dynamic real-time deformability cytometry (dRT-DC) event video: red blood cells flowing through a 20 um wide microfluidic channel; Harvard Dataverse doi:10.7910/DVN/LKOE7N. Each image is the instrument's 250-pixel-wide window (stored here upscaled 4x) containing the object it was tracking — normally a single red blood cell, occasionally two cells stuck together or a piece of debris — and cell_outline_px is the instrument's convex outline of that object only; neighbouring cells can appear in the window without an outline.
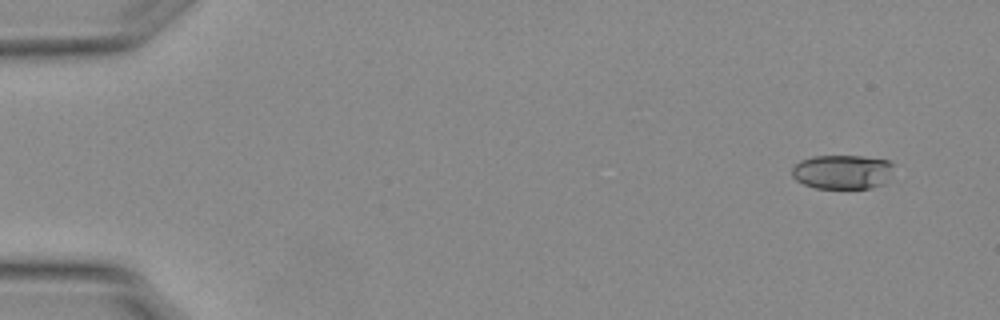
{"species": "Egyptian fruit bat (a non-hibernating species)", "species_latin": "Rousettus aegyptiacus", "temperature_condition": "warm", "stored_images_in_passage": 40, "camera_frame_rate_fps": 3000, "um_per_image_px": 0.085, "animal": {"sex": "female"}, "frame": {"image": 1, "passage_image": 1, "time_ms": 0.0, "image_size_px": [1000, 320], "cell_outline_px": [[896, 164], [884, 184], [872, 188], [816, 188], [804, 184], [796, 180], [792, 176], [792, 168], [800, 160], [812, 156], [860, 156], [888, 160]], "centroid_in_image_um": [71.62, 14.6], "position_along_channel_um": 13.4, "area_um2": 20.46}}
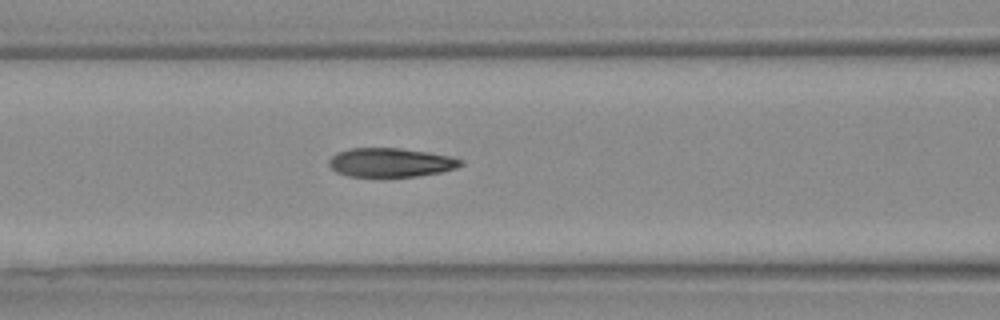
{"frame": {"image": 2, "passage_image": 21, "time_ms": 6.667, "image_size_px": [1000, 320], "cell_outline_px": [[464, 164], [456, 168], [440, 172], [416, 176], [348, 176], [336, 172], [328, 164], [328, 160], [336, 152], [348, 148], [400, 148], [428, 152], [448, 156], [464, 160]], "centroid_in_image_um": [33.19, 13.8], "position_along_channel_um": 133.4, "area_um2": 22.2}}
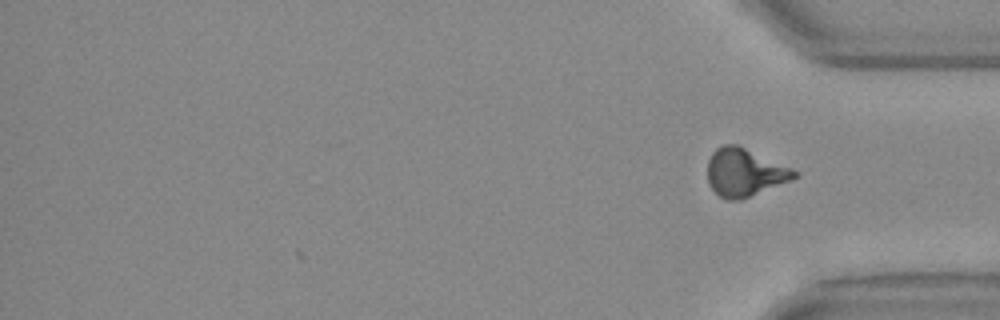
{"frame": {"image": 3, "passage_image": 40, "time_ms": 13.0, "image_size_px": [1000, 320], "cell_outline_px": [[796, 176], [788, 180], [740, 200], [728, 200], [720, 196], [712, 188], [708, 180], [708, 160], [712, 152], [716, 148], [724, 144], [740, 144], [792, 168], [796, 172]], "centroid_in_image_um": [63.25, 14.61], "position_along_channel_um": 372.0, "area_um2": 23.93}, "authors_computed_cell_mechanics": {"area_um2": 22.7154, "velocity_mm_per_s": 3.7934, "shape_relaxation_time_tau1_ms": 6.1856, "shape_relaxation_time_tau2_ms": 1.5986, "deformation_change_tau1": 0.2206, "deformation_change_tau2": 0.0886}}